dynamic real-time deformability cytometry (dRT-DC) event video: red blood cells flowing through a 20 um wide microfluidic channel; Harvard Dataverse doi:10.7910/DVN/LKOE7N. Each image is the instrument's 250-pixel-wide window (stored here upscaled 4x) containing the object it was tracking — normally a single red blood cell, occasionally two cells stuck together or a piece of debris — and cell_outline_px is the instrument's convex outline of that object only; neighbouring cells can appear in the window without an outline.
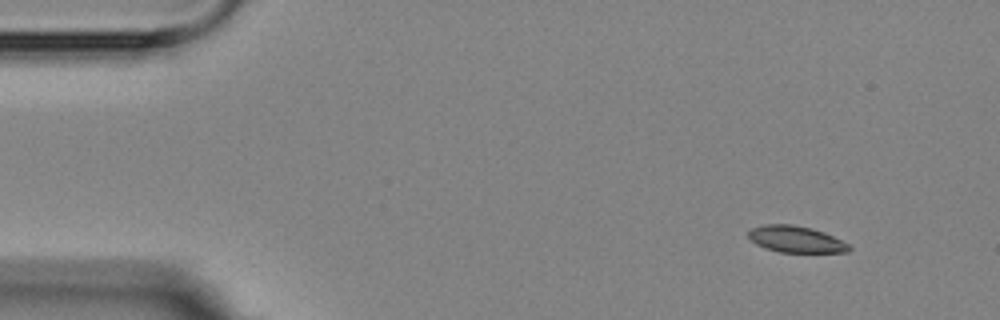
{"species": "Egyptian fruit bat (a non-hibernating species)", "species_latin": "Rousettus aegyptiacus", "temperature_condition": "room temperature", "stored_images_in_passage": 6, "camera_frame_rate_fps": 3000, "um_per_image_px": 0.085, "animal": {"sex": "female"}, "frame": {"image": 1, "passage_image": 1, "time_ms": 0.0, "image_size_px": [1000, 320], "cell_outline_px": [[852, 248], [848, 252], [780, 252], [764, 248], [756, 244], [748, 236], [748, 232], [752, 228], [764, 224], [792, 224], [812, 228], [824, 232], [848, 244]], "centroid_in_image_um": [67.64, 20.33], "position_along_channel_um": 17.4, "area_um2": 15.49}}
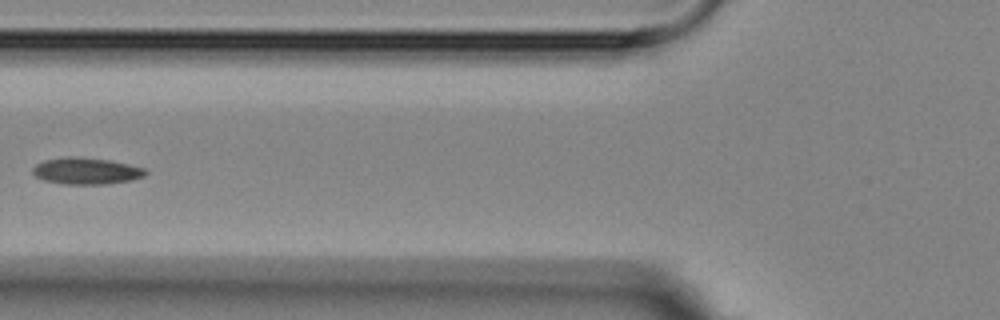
{"frame": {"image": 2, "passage_image": 5, "time_ms": 5.333, "image_size_px": [1000, 320], "cell_outline_px": [[148, 172], [144, 176], [132, 180], [104, 184], [64, 184], [44, 180], [36, 176], [32, 172], [32, 168], [36, 164], [44, 160], [68, 156], [76, 156], [108, 160], [128, 164], [144, 168]], "centroid_in_image_um": [7.32, 14.53], "position_along_channel_um": 118.5, "area_um2": 17.46}}
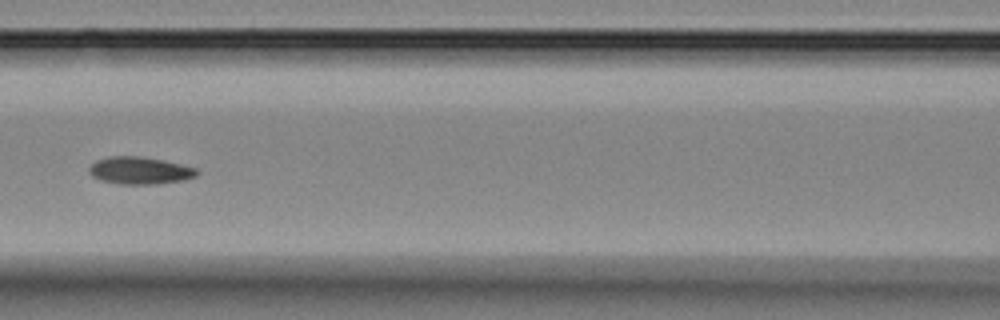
{"frame": {"image": 3, "passage_image": 6, "time_ms": 6.333, "image_size_px": [1000, 320], "cell_outline_px": [[200, 172], [196, 176], [184, 180], [156, 184], [120, 184], [100, 180], [92, 176], [88, 172], [88, 168], [96, 160], [108, 156], [140, 156], [164, 160], [196, 168]], "centroid_in_image_um": [11.87, 14.49], "position_along_channel_um": 154.7, "area_um2": 17.28}}